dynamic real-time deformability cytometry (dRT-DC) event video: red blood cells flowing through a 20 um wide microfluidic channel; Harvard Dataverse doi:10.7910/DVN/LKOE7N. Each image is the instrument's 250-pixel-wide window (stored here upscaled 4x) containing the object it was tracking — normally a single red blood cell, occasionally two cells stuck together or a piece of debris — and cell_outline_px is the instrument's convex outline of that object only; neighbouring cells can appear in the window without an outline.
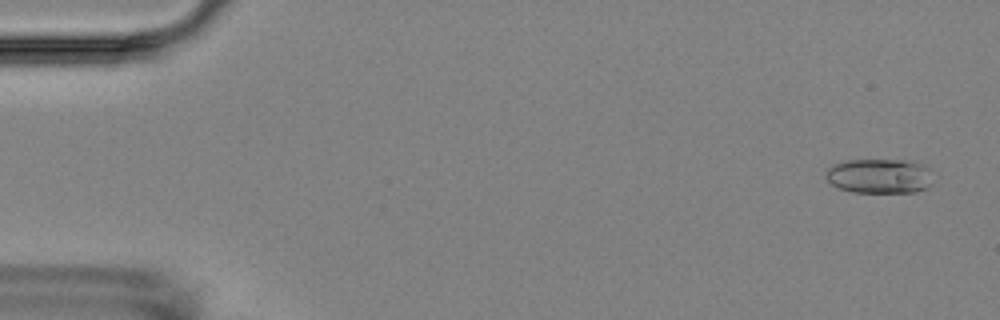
{"species": "Egyptian fruit bat (a non-hibernating species)", "species_latin": "Rousettus aegyptiacus", "temperature_condition": "room temperature", "stored_images_in_passage": 5, "camera_frame_rate_fps": 3000, "um_per_image_px": 0.085, "animal": {"sex": "female"}, "frame": {"image": 1, "passage_image": 1, "time_ms": 0.0, "image_size_px": [1000, 320], "cell_outline_px": [[932, 184], [916, 192], [852, 192], [840, 188], [832, 184], [824, 176], [828, 168], [832, 164], [844, 160], [916, 160], [924, 164], [928, 168]], "centroid_in_image_um": [74.74, 14.94], "position_along_channel_um": 10.3, "area_um2": 21.85}}
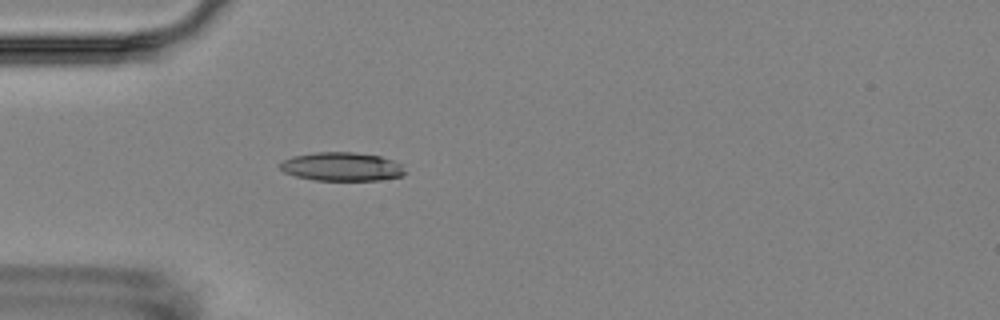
{"frame": {"image": 2, "passage_image": 5, "time_ms": 4.667, "image_size_px": [1000, 320], "cell_outline_px": [[404, 176], [380, 180], [312, 180], [296, 176], [284, 172], [280, 168], [280, 164], [284, 160], [292, 156], [316, 152], [352, 152], [380, 156], [392, 160], [400, 164], [404, 172]], "centroid_in_image_um": [29.04, 14.17], "position_along_channel_um": 56.0, "area_um2": 20.75}}